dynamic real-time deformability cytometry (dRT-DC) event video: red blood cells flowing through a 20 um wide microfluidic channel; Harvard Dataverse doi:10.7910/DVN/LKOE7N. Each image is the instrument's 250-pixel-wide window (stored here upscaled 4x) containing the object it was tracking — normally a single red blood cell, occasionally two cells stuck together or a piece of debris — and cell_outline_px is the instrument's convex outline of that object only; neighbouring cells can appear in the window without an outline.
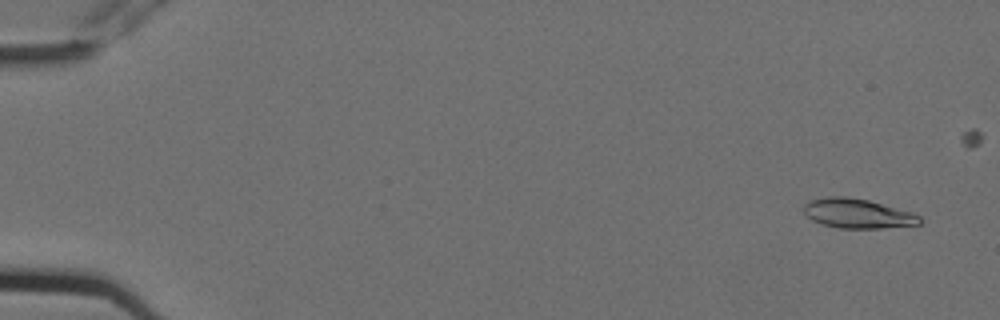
{"species": "Egyptian fruit bat (a non-hibernating species)", "species_latin": "Rousettus aegyptiacus", "temperature_condition": "cold", "stored_images_in_passage": 10, "camera_frame_rate_fps": 3000, "um_per_image_px": 0.085, "animal": {"sex": "female"}, "frame": {"image": 1, "passage_image": 1, "time_ms": 0.0, "image_size_px": [1000, 320], "cell_outline_px": [[924, 220], [920, 224], [880, 228], [840, 228], [824, 224], [812, 220], [804, 212], [804, 204], [812, 200], [828, 196], [848, 196], [868, 200], [912, 212], [920, 216]], "centroid_in_image_um": [72.93, 18.14], "position_along_channel_um": 12.1, "area_um2": 19.83}}
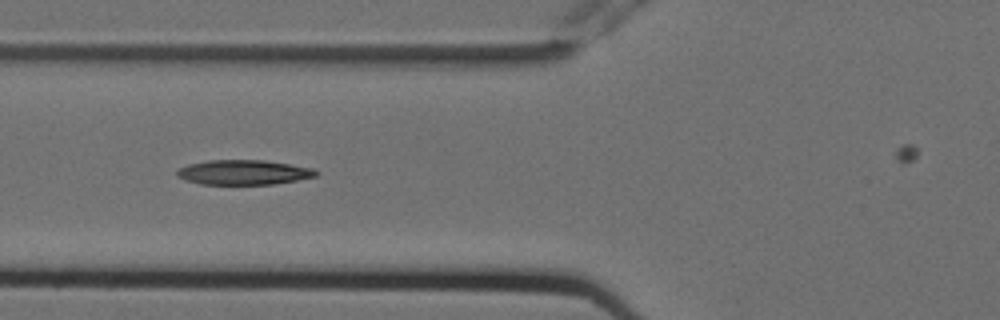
{"frame": {"image": 2, "passage_image": 6, "time_ms": 1.667, "image_size_px": [1000, 320], "cell_outline_px": [[320, 172], [316, 176], [276, 184], [200, 184], [176, 176], [176, 172], [180, 168], [188, 164], [208, 160], [264, 160], [312, 168]], "centroid_in_image_um": [20.71, 14.64], "position_along_channel_um": 105.1, "area_um2": 19.94}}
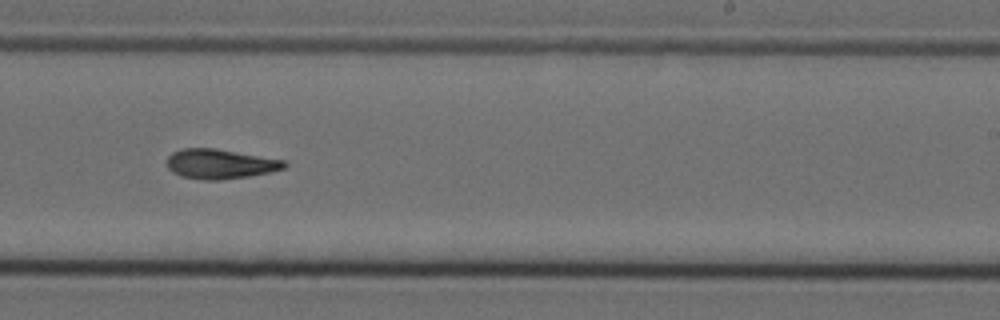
{"frame": {"image": 3, "passage_image": 10, "time_ms": 3.0, "image_size_px": [1000, 320], "cell_outline_px": [[288, 164], [284, 168], [268, 172], [248, 176], [220, 180], [200, 180], [180, 176], [172, 172], [168, 168], [168, 156], [172, 152], [184, 148], [216, 148], [284, 160]], "centroid_in_image_um": [18.68, 13.93], "position_along_channel_um": 270.3, "area_um2": 20.29}}